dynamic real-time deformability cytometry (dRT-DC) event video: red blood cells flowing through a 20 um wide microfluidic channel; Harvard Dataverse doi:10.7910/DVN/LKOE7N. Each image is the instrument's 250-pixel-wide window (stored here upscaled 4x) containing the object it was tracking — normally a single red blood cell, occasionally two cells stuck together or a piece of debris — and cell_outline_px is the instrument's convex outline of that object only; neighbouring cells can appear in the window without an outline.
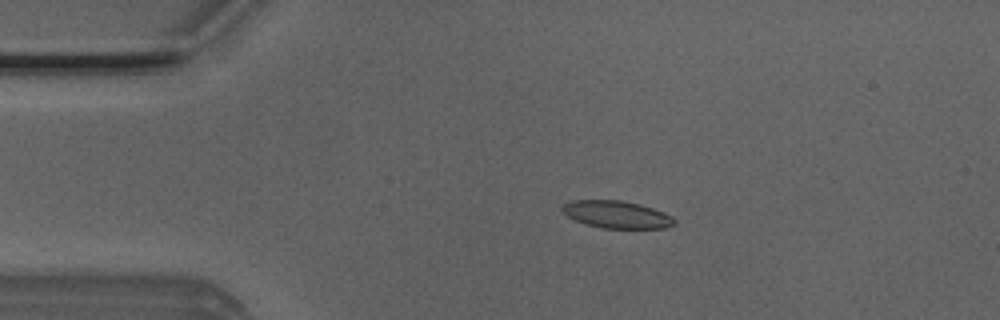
{"species": "Egyptian fruit bat (a non-hibernating species)", "species_latin": "Rousettus aegyptiacus", "temperature_condition": "room temperature", "stored_images_in_passage": 31, "camera_frame_rate_fps": 3000, "um_per_image_px": 0.085, "animal": {"sex": "male"}, "frame": {"image": 1, "passage_image": 5, "time_ms": 1.333, "image_size_px": [1000, 320], "cell_outline_px": [[676, 224], [664, 228], [604, 228], [588, 224], [576, 220], [560, 212], [560, 208], [564, 204], [572, 200], [620, 200], [640, 204], [664, 212], [672, 216], [676, 220]], "centroid_in_image_um": [52.42, 18.22], "position_along_channel_um": 32.6, "area_um2": 17.86}}
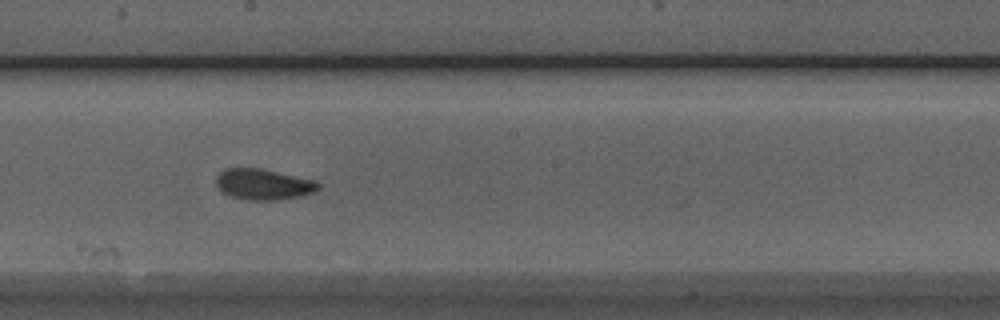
{"frame": {"image": 2, "passage_image": 23, "time_ms": 7.333, "image_size_px": [1000, 320], "cell_outline_px": [[320, 188], [312, 192], [300, 196], [276, 200], [248, 200], [232, 196], [220, 192], [216, 184], [216, 176], [224, 168], [260, 168], [316, 180], [320, 184]], "centroid_in_image_um": [22.37, 15.66], "position_along_channel_um": 225.8, "area_um2": 18.44}}
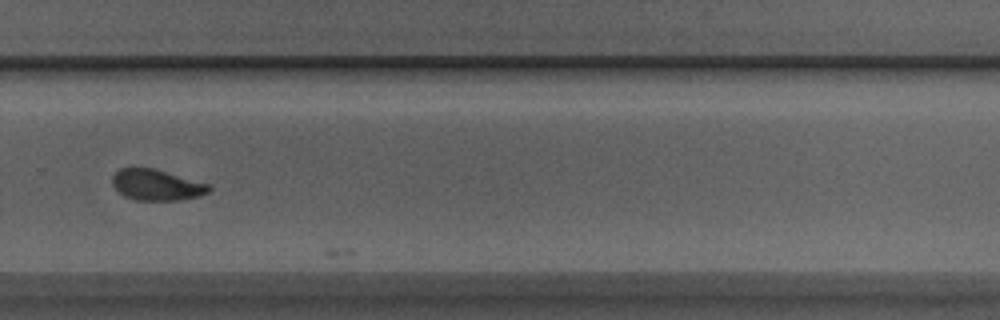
{"frame": {"image": 3, "passage_image": 30, "time_ms": 9.667, "image_size_px": [1000, 320], "cell_outline_px": [[212, 188], [208, 192], [200, 196], [180, 200], [136, 200], [124, 196], [112, 184], [112, 176], [120, 168], [152, 168], [212, 184]], "centroid_in_image_um": [13.35, 15.72], "position_along_channel_um": 316.4, "area_um2": 17.46}}